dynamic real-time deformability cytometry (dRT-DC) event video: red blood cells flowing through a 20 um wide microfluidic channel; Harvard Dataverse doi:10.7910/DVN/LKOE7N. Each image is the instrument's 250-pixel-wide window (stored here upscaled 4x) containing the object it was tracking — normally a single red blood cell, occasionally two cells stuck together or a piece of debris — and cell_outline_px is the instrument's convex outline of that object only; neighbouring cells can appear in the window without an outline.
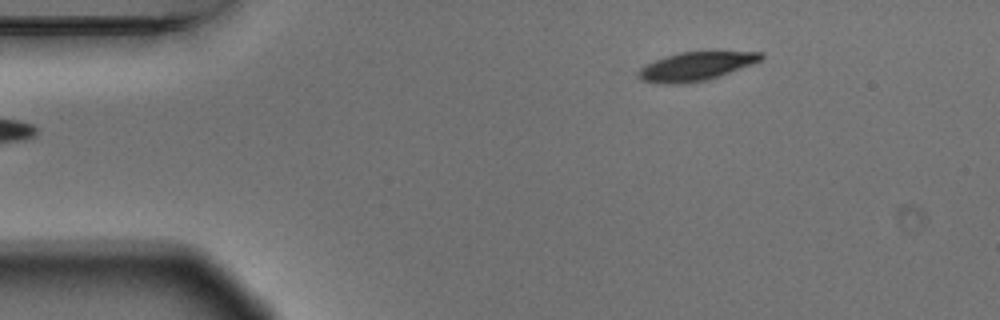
{"species": "Egyptian fruit bat (a non-hibernating species)", "species_latin": "Rousettus aegyptiacus", "temperature_condition": "warm", "stored_images_in_passage": 2, "camera_frame_rate_fps": 3000, "um_per_image_px": 0.085, "animal": {"sex": "male"}, "frame": {"image": 1, "passage_image": 2, "time_ms": 0.333, "image_size_px": [1000, 320], "cell_outline_px": [[764, 56], [760, 60], [752, 64], [704, 80], [680, 84], [660, 84], [640, 80], [636, 76], [636, 72], [644, 64], [680, 52], [716, 48], [764, 52]], "centroid_in_image_um": [59.18, 5.57], "position_along_channel_um": 25.8, "area_um2": 21.33}}